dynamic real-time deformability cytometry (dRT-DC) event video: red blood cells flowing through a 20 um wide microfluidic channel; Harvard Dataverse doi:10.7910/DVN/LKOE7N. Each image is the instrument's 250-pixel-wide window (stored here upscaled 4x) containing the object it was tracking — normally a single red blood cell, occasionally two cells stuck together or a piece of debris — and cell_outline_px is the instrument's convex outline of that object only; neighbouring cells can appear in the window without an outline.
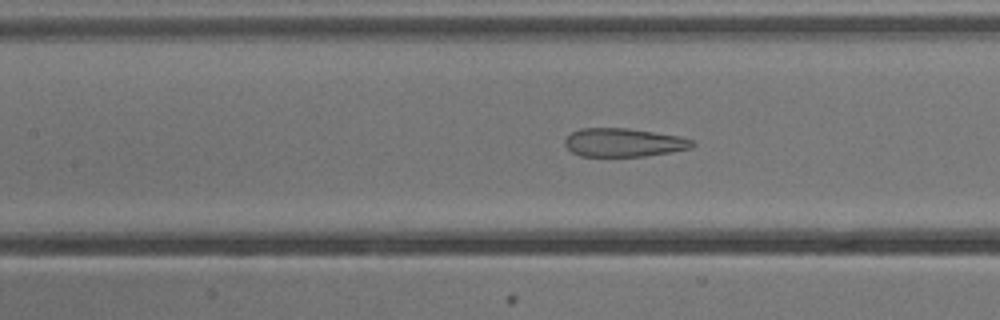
{"species": "common noctule bat (a hibernating species)", "species_latin": "Nyctalus noctula", "temperature_condition": "cold", "stored_images_in_passage": 46, "camera_frame_rate_fps": 3000, "um_per_image_px": 0.085, "animal": {"sex": "male", "body_mass_g": 13.3}, "frame": {"image": 1, "passage_image": 23, "time_ms": 7.333, "image_size_px": [1000, 320], "cell_outline_px": [[696, 144], [692, 148], [672, 152], [644, 156], [580, 156], [572, 152], [564, 144], [564, 140], [572, 132], [580, 128], [628, 128], [680, 136], [696, 140]], "centroid_in_image_um": [53.06, 12.11], "position_along_channel_um": 154.3, "area_um2": 21.33}}
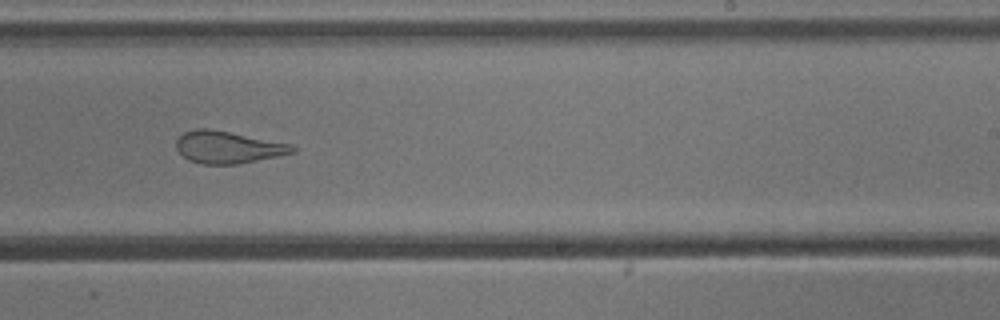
{"frame": {"image": 2, "passage_image": 32, "time_ms": 10.333, "image_size_px": [1000, 320], "cell_outline_px": [[296, 152], [236, 164], [204, 164], [188, 160], [176, 148], [176, 140], [184, 132], [196, 128], [208, 128], [292, 144], [296, 148]], "centroid_in_image_um": [19.36, 12.51], "position_along_channel_um": 269.6, "area_um2": 21.5}}
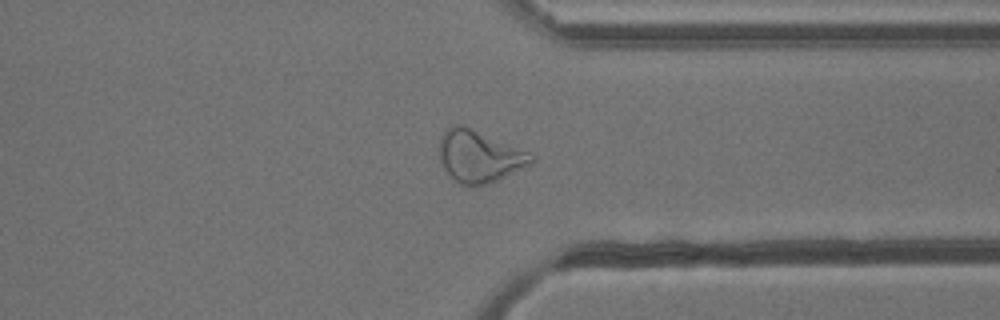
{"frame": {"image": 3, "passage_image": 40, "time_ms": 13.0, "image_size_px": [1000, 320], "cell_outline_px": [[536, 156], [532, 164], [488, 184], [472, 188], [460, 184], [444, 168], [440, 160], [440, 140], [444, 128], [452, 124], [460, 124], [528, 152]], "centroid_in_image_um": [40.72, 13.31], "position_along_channel_um": 370.7, "area_um2": 27.63}}